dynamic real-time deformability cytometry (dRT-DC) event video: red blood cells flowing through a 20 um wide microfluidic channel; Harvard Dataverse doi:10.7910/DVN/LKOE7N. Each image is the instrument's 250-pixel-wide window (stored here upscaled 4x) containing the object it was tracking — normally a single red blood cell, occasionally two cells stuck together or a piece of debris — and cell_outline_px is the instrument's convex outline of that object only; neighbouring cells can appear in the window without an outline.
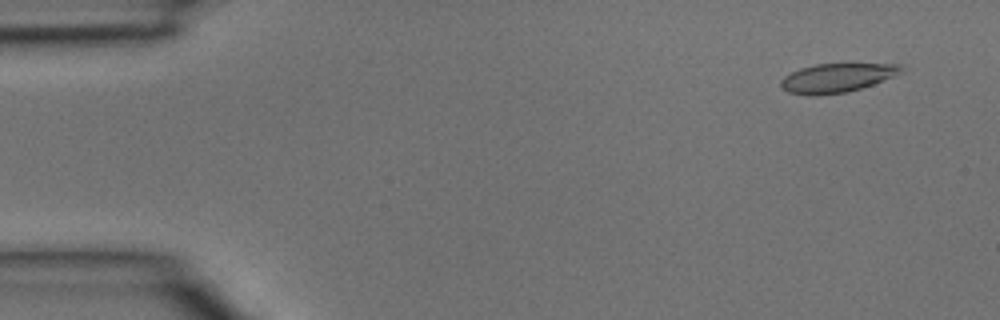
{"species": "common noctule bat (a hibernating species)", "species_latin": "Nyctalus noctula", "temperature_condition": "room temperature", "stored_images_in_passage": 39, "camera_frame_rate_fps": 3000, "um_per_image_px": 0.085, "animal": {"sex": "male", "body_mass_g": 15.6}, "frame": {"image": 1, "passage_image": 2, "time_ms": 0.333, "image_size_px": [1000, 320], "cell_outline_px": [[904, 68], [900, 72], [892, 76], [872, 84], [848, 92], [816, 96], [812, 96], [788, 92], [780, 84], [780, 80], [784, 76], [800, 68], [816, 64], [904, 64]], "centroid_in_image_um": [71.1, 6.62], "position_along_channel_um": 13.9, "area_um2": 20.11}}
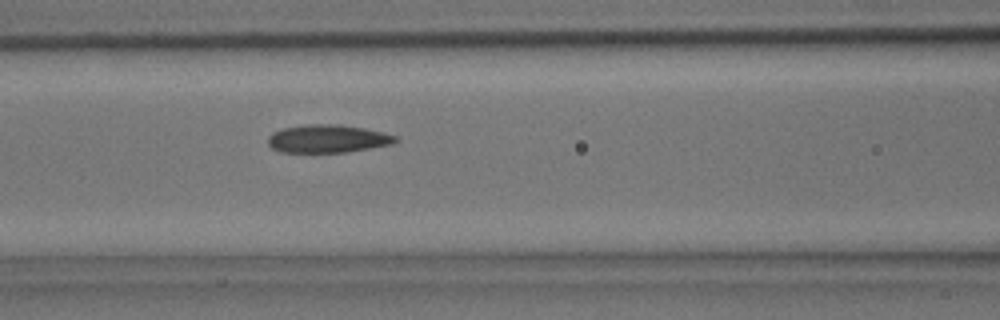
{"frame": {"image": 2, "passage_image": 16, "time_ms": 5.0, "image_size_px": [1000, 320], "cell_outline_px": [[400, 140], [392, 144], [348, 152], [280, 152], [272, 148], [268, 144], [268, 136], [272, 132], [284, 128], [308, 124], [340, 124], [364, 128], [384, 132], [396, 136]], "centroid_in_image_um": [27.87, 11.79], "position_along_channel_um": 138.7, "area_um2": 20.92}}
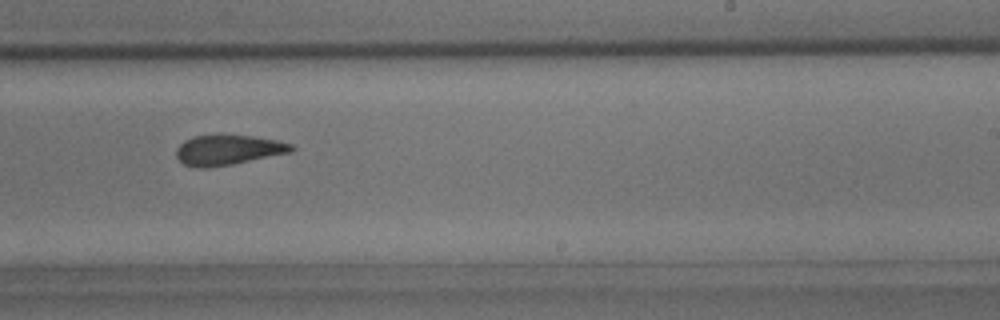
{"frame": {"image": 3, "passage_image": 24, "time_ms": 7.667, "image_size_px": [1000, 320], "cell_outline_px": [[296, 148], [292, 152], [232, 164], [204, 168], [196, 168], [184, 164], [176, 156], [176, 148], [184, 140], [196, 136], [252, 136], [276, 140], [292, 144]], "centroid_in_image_um": [19.39, 12.76], "position_along_channel_um": 269.6, "area_um2": 19.88}}